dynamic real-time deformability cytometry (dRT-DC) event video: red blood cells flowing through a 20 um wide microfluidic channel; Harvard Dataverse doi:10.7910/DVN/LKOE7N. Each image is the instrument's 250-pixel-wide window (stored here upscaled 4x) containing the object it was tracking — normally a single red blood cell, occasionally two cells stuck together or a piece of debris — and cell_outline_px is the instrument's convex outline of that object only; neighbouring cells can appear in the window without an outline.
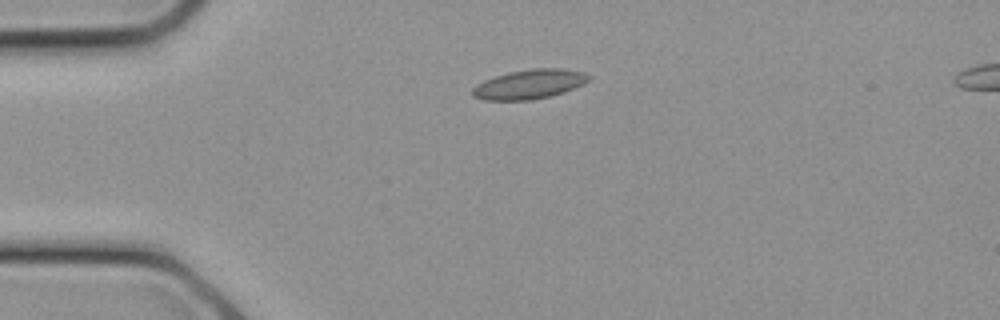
{"species": "common noctule bat (a hibernating species)", "species_latin": "Nyctalus noctula", "temperature_condition": "cold", "stored_images_in_passage": 6, "camera_frame_rate_fps": 3000, "um_per_image_px": 0.085, "animal": {"sex": "female", "body_mass_g": 21.9}, "frame": {"image": 1, "passage_image": 1, "time_ms": 0.0, "image_size_px": [1000, 320], "cell_outline_px": [[592, 80], [584, 84], [564, 92], [532, 100], [484, 100], [472, 96], [472, 88], [476, 84], [484, 80], [508, 72], [532, 68], [560, 68], [584, 72], [592, 76]], "centroid_in_image_um": [45.02, 7.15], "position_along_channel_um": 40.0, "area_um2": 20.11}}
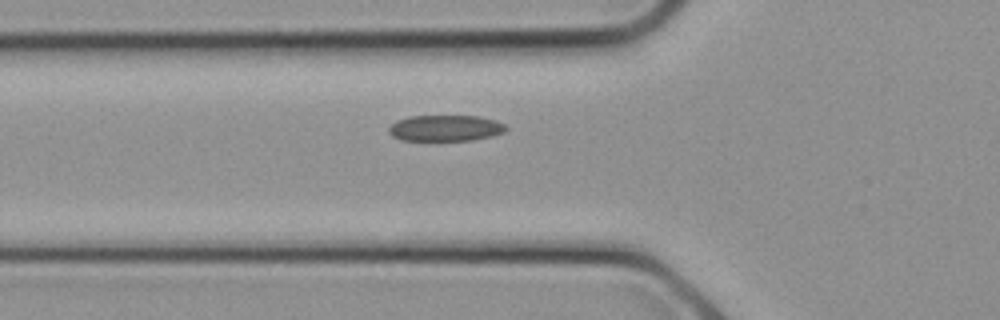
{"frame": {"image": 2, "passage_image": 4, "time_ms": 1.0, "image_size_px": [1000, 320], "cell_outline_px": [[508, 128], [504, 132], [492, 136], [472, 140], [400, 140], [392, 136], [388, 132], [388, 128], [396, 120], [408, 116], [476, 116], [496, 120], [504, 124]], "centroid_in_image_um": [37.84, 10.89], "position_along_channel_um": 88.0, "area_um2": 17.86}}
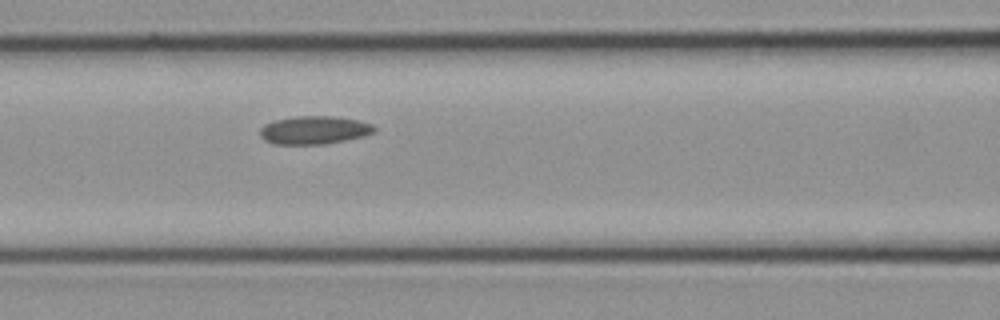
{"frame": {"image": 3, "passage_image": 6, "time_ms": 1.667, "image_size_px": [1000, 320], "cell_outline_px": [[376, 128], [372, 132], [364, 136], [324, 144], [272, 144], [264, 140], [260, 136], [260, 128], [264, 124], [276, 120], [296, 116], [332, 116], [356, 120], [372, 124]], "centroid_in_image_um": [26.66, 11.06], "position_along_channel_um": 139.9, "area_um2": 18.61}}